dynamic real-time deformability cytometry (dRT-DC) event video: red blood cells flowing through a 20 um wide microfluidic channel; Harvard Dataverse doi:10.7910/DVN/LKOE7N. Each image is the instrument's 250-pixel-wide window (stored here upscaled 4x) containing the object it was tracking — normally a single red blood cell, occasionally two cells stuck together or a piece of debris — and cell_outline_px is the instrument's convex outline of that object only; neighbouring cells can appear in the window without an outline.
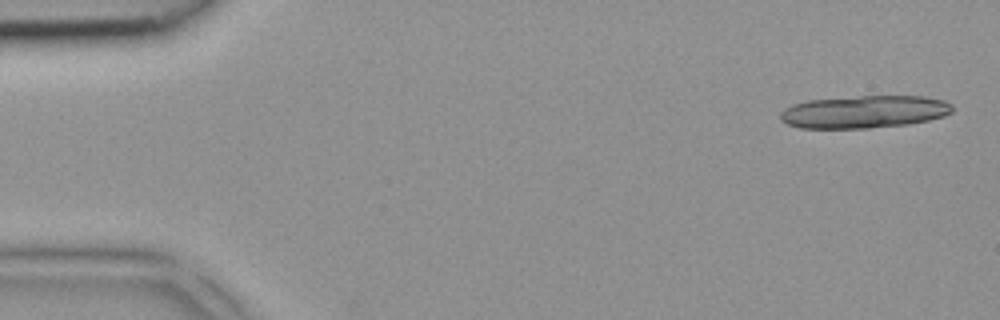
{"species": "common noctule bat (a hibernating species)", "species_latin": "Nyctalus noctula", "temperature_condition": "room temperature", "stored_images_in_passage": 4, "camera_frame_rate_fps": 3000, "um_per_image_px": 0.085, "animal": {"sex": "female", "body_mass_g": 18.4}, "frame": {"image": 1, "passage_image": 1, "time_ms": 0.0, "image_size_px": [1000, 320], "cell_outline_px": [[952, 112], [944, 116], [928, 120], [908, 124], [868, 128], [800, 128], [788, 124], [780, 120], [780, 112], [784, 108], [792, 104], [808, 100], [860, 96], [924, 96], [944, 100], [952, 104]], "centroid_in_image_um": [73.45, 9.5], "position_along_channel_um": 11.6, "area_um2": 32.77}}
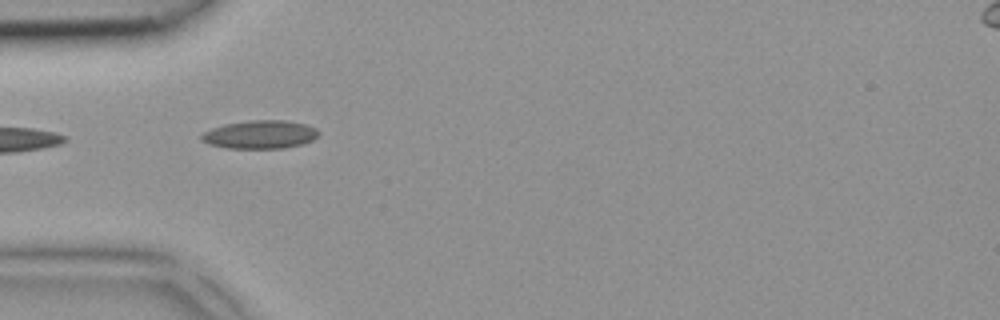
{"frame": {"image": 2, "passage_image": 4, "time_ms": 1.0, "image_size_px": [1000, 320], "cell_outline_px": [[320, 132], [312, 140], [300, 144], [284, 148], [228, 148], [208, 144], [200, 140], [200, 136], [204, 132], [212, 128], [224, 124], [252, 120], [284, 120], [304, 124], [316, 128]], "centroid_in_image_um": [22.07, 11.43], "position_along_channel_um": 62.9, "area_um2": 19.19}}